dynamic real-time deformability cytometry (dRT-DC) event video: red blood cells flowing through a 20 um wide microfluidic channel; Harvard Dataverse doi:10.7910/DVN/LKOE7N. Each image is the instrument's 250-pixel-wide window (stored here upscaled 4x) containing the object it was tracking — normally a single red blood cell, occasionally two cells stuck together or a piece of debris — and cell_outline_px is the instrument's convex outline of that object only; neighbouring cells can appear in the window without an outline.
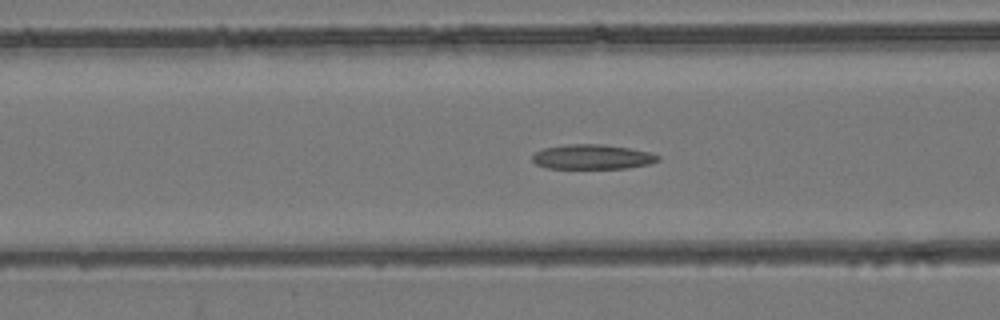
{"species": "common noctule bat (a hibernating species)", "species_latin": "Nyctalus noctula", "temperature_condition": "room temperature", "stored_images_in_passage": 37, "camera_frame_rate_fps": 3000, "um_per_image_px": 0.085, "animal": {"sex": "female", "body_mass_g": 24.6, "forearm_length_mm": 56.2}, "frame": {"image": 1, "passage_image": 10, "time_ms": 3.0, "image_size_px": [1000, 320], "cell_outline_px": [[660, 160], [648, 164], [628, 168], [548, 168], [536, 164], [532, 160], [532, 156], [536, 152], [544, 148], [568, 144], [604, 144], [628, 148], [648, 152], [660, 156]], "centroid_in_image_um": [50.34, 13.33], "position_along_channel_um": 116.3, "area_um2": 17.98}}
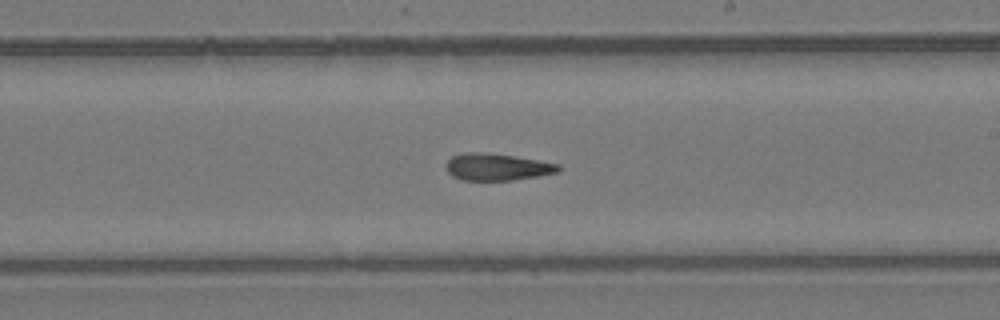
{"frame": {"image": 2, "passage_image": 20, "time_ms": 6.333, "image_size_px": [1000, 320], "cell_outline_px": [[560, 172], [512, 180], [460, 180], [452, 176], [448, 172], [448, 160], [452, 156], [464, 152], [488, 152], [560, 164]], "centroid_in_image_um": [42.25, 14.19], "position_along_channel_um": 246.8, "area_um2": 17.51}}
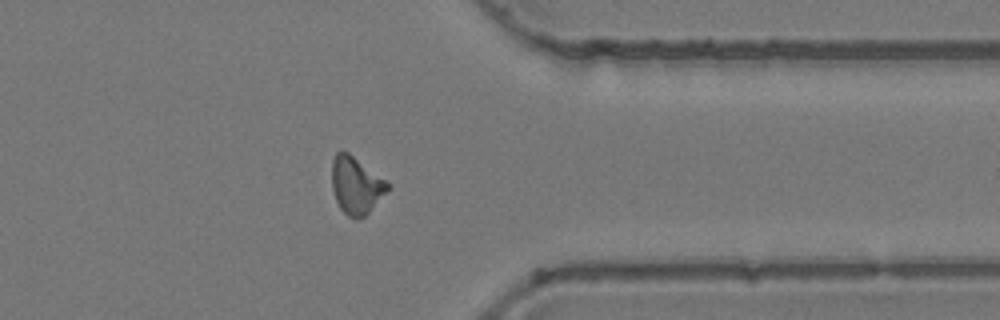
{"frame": {"image": 3, "passage_image": 31, "time_ms": 10.0, "image_size_px": [1000, 320], "cell_outline_px": [[392, 184], [368, 212], [364, 216], [356, 220], [348, 216], [340, 208], [336, 200], [332, 188], [332, 160], [336, 152], [348, 152]], "centroid_in_image_um": [30.25, 15.75], "position_along_channel_um": 381.1, "area_um2": 18.38}}